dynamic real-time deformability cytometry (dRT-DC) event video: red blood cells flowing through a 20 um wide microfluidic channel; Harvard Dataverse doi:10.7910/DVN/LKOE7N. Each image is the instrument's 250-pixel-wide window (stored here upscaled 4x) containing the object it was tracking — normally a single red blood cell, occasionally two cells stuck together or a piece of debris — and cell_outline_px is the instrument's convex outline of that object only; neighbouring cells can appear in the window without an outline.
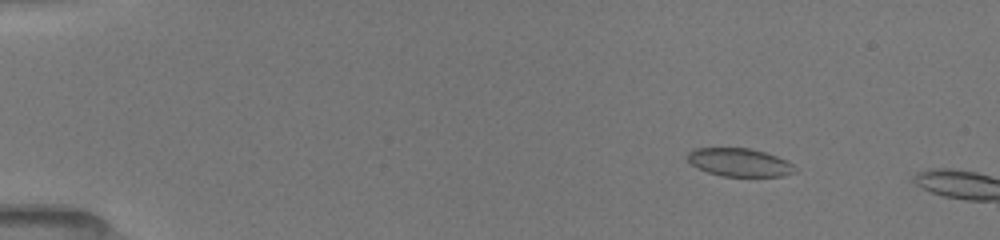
{"species": "common noctule bat (a hibernating species)", "species_latin": "Nyctalus noctula", "temperature_condition": "room temperature", "stored_images_in_passage": 4, "camera_frame_rate_fps": 3000, "um_per_image_px": 0.085, "animal": {"sex": "female", "body_mass_g": 19.5, "forearm_length_mm": 54.1}, "frame": {"image": 1, "passage_image": 2, "time_ms": 1.0, "image_size_px": [1000, 240], "cell_outline_px": [[796, 172], [784, 176], [724, 176], [708, 172], [692, 164], [688, 160], [688, 152], [692, 148], [748, 148], [764, 152], [776, 156], [792, 164]], "centroid_in_image_um": [62.84, 13.8], "position_along_channel_um": 22.2, "area_um2": 17.34}}